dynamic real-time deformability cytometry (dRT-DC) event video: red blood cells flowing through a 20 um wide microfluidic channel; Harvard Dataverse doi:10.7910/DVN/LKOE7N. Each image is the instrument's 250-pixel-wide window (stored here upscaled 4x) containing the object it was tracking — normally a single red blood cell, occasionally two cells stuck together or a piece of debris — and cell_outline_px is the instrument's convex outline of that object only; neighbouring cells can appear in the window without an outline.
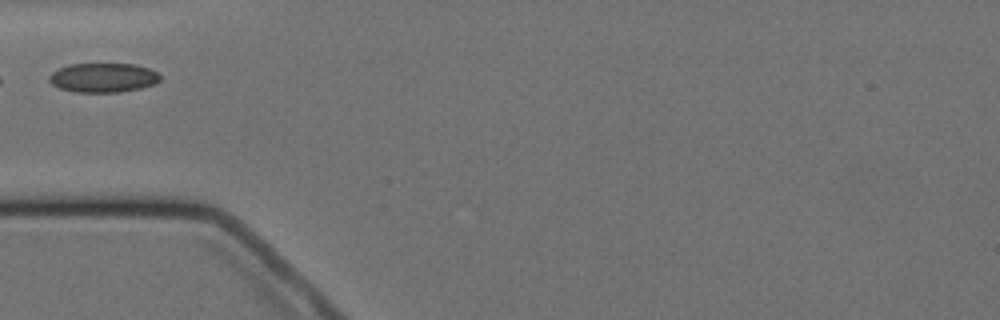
{"species": "Egyptian fruit bat (a non-hibernating species)", "species_latin": "Rousettus aegyptiacus", "temperature_condition": "cold", "stored_images_in_passage": 10, "camera_frame_rate_fps": 3000, "um_per_image_px": 0.085, "animal": {"sex": "female"}, "frame": {"image": 1, "passage_image": 2, "time_ms": 1.333, "image_size_px": [1000, 320], "cell_outline_px": [[160, 80], [152, 84], [140, 88], [120, 92], [76, 92], [60, 88], [52, 84], [48, 80], [48, 76], [52, 72], [60, 68], [72, 64], [136, 64], [148, 68], [156, 72], [160, 76]], "centroid_in_image_um": [8.75, 6.6], "position_along_channel_um": 76.2, "area_um2": 18.79}}
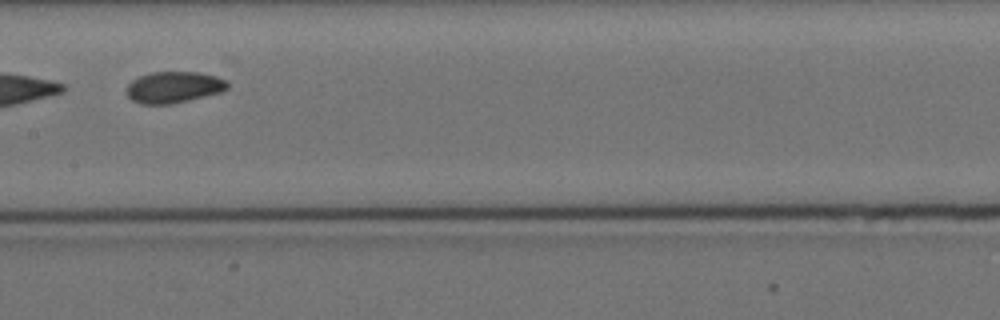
{"frame": {"image": 2, "passage_image": 5, "time_ms": 4.667, "image_size_px": [1000, 320], "cell_outline_px": [[228, 88], [220, 92], [172, 104], [140, 104], [132, 100], [128, 96], [124, 88], [132, 80], [140, 76], [152, 72], [200, 72], [216, 76], [228, 80]], "centroid_in_image_um": [14.75, 7.41], "position_along_channel_um": 192.7, "area_um2": 18.55}}
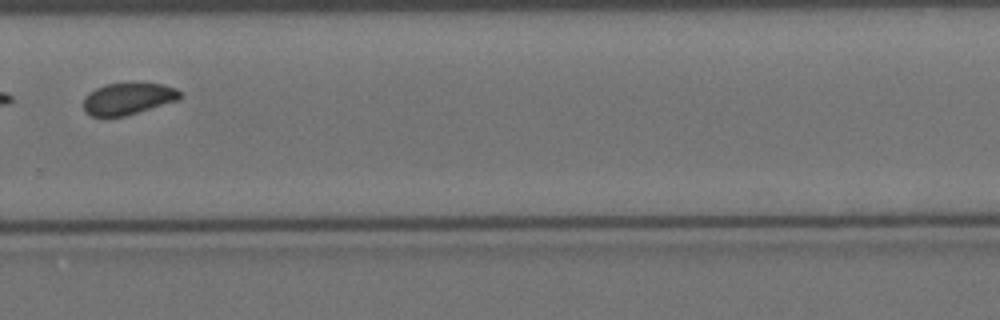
{"frame": {"image": 3, "passage_image": 8, "time_ms": 8.333, "image_size_px": [1000, 320], "cell_outline_px": [[184, 96], [180, 100], [124, 116], [92, 116], [84, 112], [84, 96], [96, 88], [108, 84], [164, 84], [176, 88], [184, 92]], "centroid_in_image_um": [10.94, 8.39], "position_along_channel_um": 318.9, "area_um2": 17.86}, "authors_computed_cell_mechanics": {"area_um2": 18.4093, "velocity_mm_per_s": 3.474, "shape_relaxation_time_tau1_ms": 1.1272, "shape_relaxation_time_tau2_ms": null, "deformation_change_tau1": 0.0359, "deformation_change_tau2": null}}